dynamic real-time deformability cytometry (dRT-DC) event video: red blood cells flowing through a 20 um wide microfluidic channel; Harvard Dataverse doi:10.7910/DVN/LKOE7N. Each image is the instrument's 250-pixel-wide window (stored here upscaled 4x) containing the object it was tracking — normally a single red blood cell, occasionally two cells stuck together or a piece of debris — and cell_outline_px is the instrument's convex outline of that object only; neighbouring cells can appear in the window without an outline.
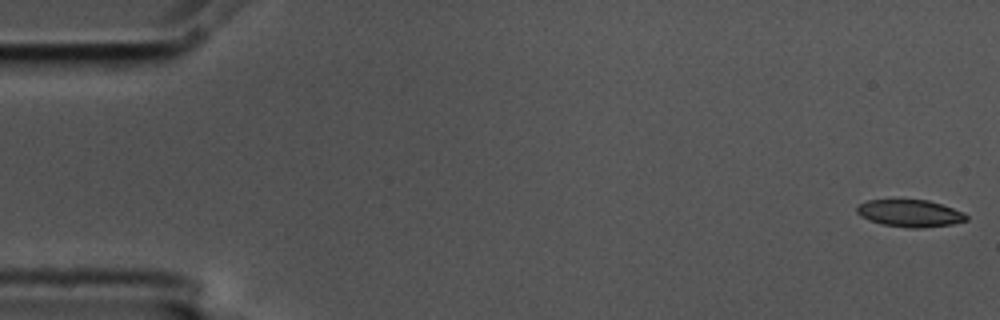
{"species": "common noctule bat (a hibernating species)", "species_latin": "Nyctalus noctula", "temperature_condition": "cold", "stored_images_in_passage": 5, "camera_frame_rate_fps": 3000, "um_per_image_px": 0.085, "animal": {"sex": "male", "body_mass_g": 17.5, "forearm_length_mm": 52.3}, "frame": {"image": 1, "passage_image": 1, "time_ms": 0.0, "image_size_px": [1000, 320], "cell_outline_px": [[968, 220], [952, 224], [920, 228], [908, 228], [880, 224], [868, 220], [860, 216], [856, 212], [856, 208], [860, 204], [868, 200], [928, 200], [964, 212], [968, 216]], "centroid_in_image_um": [77.34, 18.14], "position_along_channel_um": 7.7, "area_um2": 17.34}}
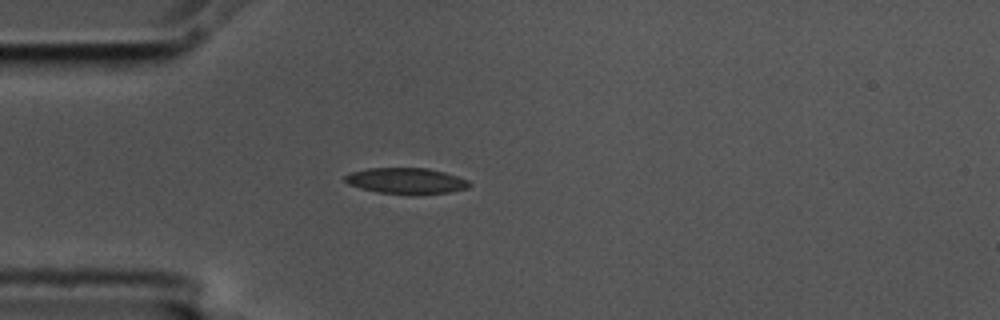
{"frame": {"image": 2, "passage_image": 5, "time_ms": 1.333, "image_size_px": [1000, 320], "cell_outline_px": [[472, 184], [468, 188], [448, 192], [408, 196], [376, 192], [360, 188], [348, 184], [344, 180], [344, 176], [352, 172], [368, 168], [428, 168], [444, 172], [468, 180]], "centroid_in_image_um": [34.52, 15.39], "position_along_channel_um": 50.5, "area_um2": 19.13}}